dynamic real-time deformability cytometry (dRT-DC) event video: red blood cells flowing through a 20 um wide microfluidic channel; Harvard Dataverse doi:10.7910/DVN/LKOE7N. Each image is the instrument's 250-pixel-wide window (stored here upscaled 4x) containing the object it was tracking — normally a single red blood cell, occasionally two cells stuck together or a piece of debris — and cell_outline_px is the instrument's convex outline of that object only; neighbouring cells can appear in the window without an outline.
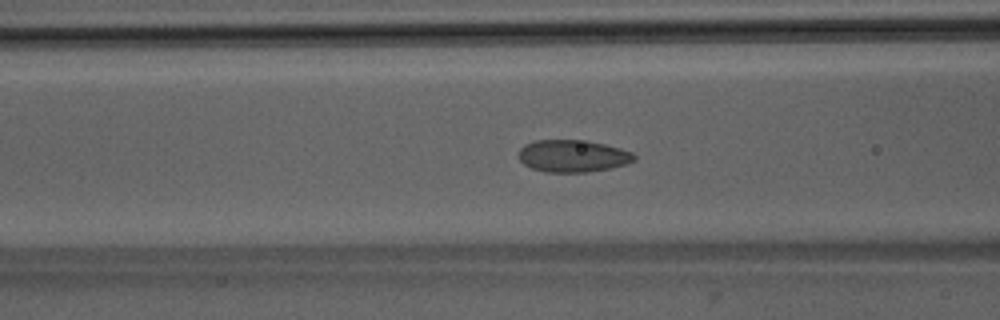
{"species": "Egyptian fruit bat (a non-hibernating species)", "species_latin": "Rousettus aegyptiacus", "temperature_condition": "room temperature", "stored_images_in_passage": 48, "camera_frame_rate_fps": 3000, "um_per_image_px": 0.085, "animal": {"sex": "male"}, "frame": {"image": 1, "passage_image": 21, "time_ms": 6.667, "image_size_px": [1000, 320], "cell_outline_px": [[636, 160], [628, 164], [612, 168], [588, 172], [544, 172], [532, 168], [524, 164], [520, 160], [520, 148], [524, 144], [536, 140], [588, 140], [620, 148], [632, 152], [636, 156]], "centroid_in_image_um": [48.72, 13.26], "position_along_channel_um": 117.9, "area_um2": 21.85}}
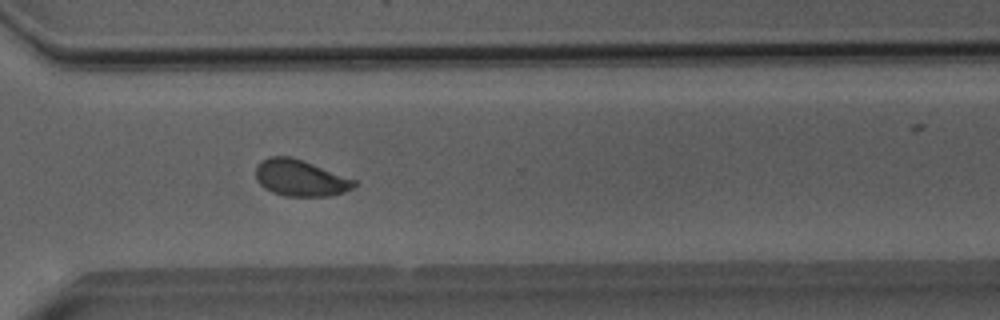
{"frame": {"image": 2, "passage_image": 38, "time_ms": 12.333, "image_size_px": [1000, 320], "cell_outline_px": [[356, 184], [352, 188], [344, 192], [332, 196], [284, 196], [272, 192], [264, 188], [256, 180], [256, 168], [268, 156], [292, 156], [356, 180]], "centroid_in_image_um": [25.52, 15.14], "position_along_channel_um": 345.1, "area_um2": 20.81}}
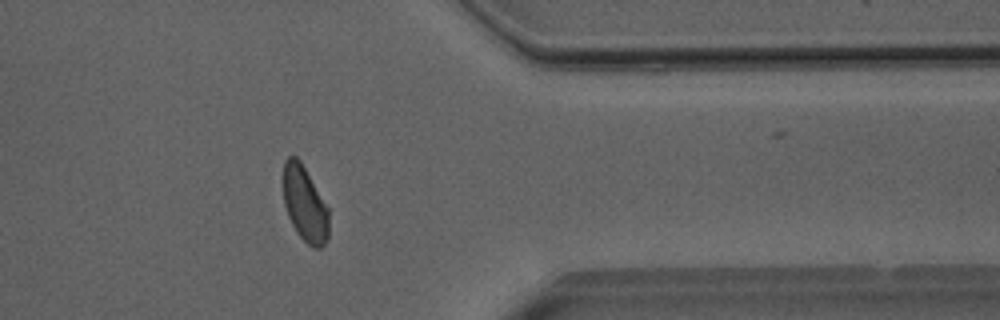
{"frame": {"image": 3, "passage_image": 42, "time_ms": 13.667, "image_size_px": [1000, 320], "cell_outline_px": [[328, 240], [320, 248], [312, 248], [300, 236], [292, 224], [288, 216], [284, 204], [284, 160], [288, 156], [296, 156], [300, 160], [328, 208]], "centroid_in_image_um": [25.91, 17.35], "position_along_channel_um": 385.5, "area_um2": 19.77}}